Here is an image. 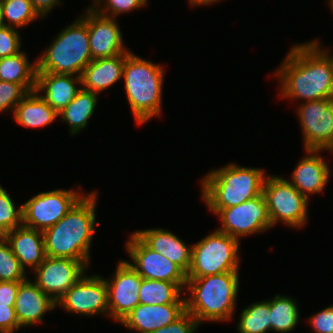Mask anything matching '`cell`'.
Instances as JSON below:
<instances>
[{
    "instance_id": "6da1fadb",
    "label": "cell",
    "mask_w": 333,
    "mask_h": 333,
    "mask_svg": "<svg viewBox=\"0 0 333 333\" xmlns=\"http://www.w3.org/2000/svg\"><path fill=\"white\" fill-rule=\"evenodd\" d=\"M281 63L273 72L281 98L300 103L333 99L332 63L313 41L294 44Z\"/></svg>"
},
{
    "instance_id": "7a4b0ae2",
    "label": "cell",
    "mask_w": 333,
    "mask_h": 333,
    "mask_svg": "<svg viewBox=\"0 0 333 333\" xmlns=\"http://www.w3.org/2000/svg\"><path fill=\"white\" fill-rule=\"evenodd\" d=\"M98 195L96 190L84 194L59 222L43 231L46 256L79 260L90 266Z\"/></svg>"
},
{
    "instance_id": "3957f363",
    "label": "cell",
    "mask_w": 333,
    "mask_h": 333,
    "mask_svg": "<svg viewBox=\"0 0 333 333\" xmlns=\"http://www.w3.org/2000/svg\"><path fill=\"white\" fill-rule=\"evenodd\" d=\"M239 272H223L199 278H187L184 293L186 311L201 325L204 321L233 319L239 293Z\"/></svg>"
},
{
    "instance_id": "277c9868",
    "label": "cell",
    "mask_w": 333,
    "mask_h": 333,
    "mask_svg": "<svg viewBox=\"0 0 333 333\" xmlns=\"http://www.w3.org/2000/svg\"><path fill=\"white\" fill-rule=\"evenodd\" d=\"M265 169L230 163L211 170L201 180V198L208 209H225L262 194Z\"/></svg>"
},
{
    "instance_id": "5b68a950",
    "label": "cell",
    "mask_w": 333,
    "mask_h": 333,
    "mask_svg": "<svg viewBox=\"0 0 333 333\" xmlns=\"http://www.w3.org/2000/svg\"><path fill=\"white\" fill-rule=\"evenodd\" d=\"M165 69L131 51L123 67L124 89L135 122L143 125L162 114Z\"/></svg>"
},
{
    "instance_id": "8992f818",
    "label": "cell",
    "mask_w": 333,
    "mask_h": 333,
    "mask_svg": "<svg viewBox=\"0 0 333 333\" xmlns=\"http://www.w3.org/2000/svg\"><path fill=\"white\" fill-rule=\"evenodd\" d=\"M62 29L37 58V72L82 75L92 61L87 28V8Z\"/></svg>"
},
{
    "instance_id": "52a82bcc",
    "label": "cell",
    "mask_w": 333,
    "mask_h": 333,
    "mask_svg": "<svg viewBox=\"0 0 333 333\" xmlns=\"http://www.w3.org/2000/svg\"><path fill=\"white\" fill-rule=\"evenodd\" d=\"M240 241L217 229L192 244L191 266L186 278L239 272Z\"/></svg>"
},
{
    "instance_id": "ba28073f",
    "label": "cell",
    "mask_w": 333,
    "mask_h": 333,
    "mask_svg": "<svg viewBox=\"0 0 333 333\" xmlns=\"http://www.w3.org/2000/svg\"><path fill=\"white\" fill-rule=\"evenodd\" d=\"M262 194L265 198L271 226L282 223L301 229L308 224L309 199L302 195L287 178L267 175Z\"/></svg>"
},
{
    "instance_id": "9c48e42d",
    "label": "cell",
    "mask_w": 333,
    "mask_h": 333,
    "mask_svg": "<svg viewBox=\"0 0 333 333\" xmlns=\"http://www.w3.org/2000/svg\"><path fill=\"white\" fill-rule=\"evenodd\" d=\"M81 190L54 189L41 192L22 203L23 226L44 231L59 222L84 195Z\"/></svg>"
},
{
    "instance_id": "30bf717a",
    "label": "cell",
    "mask_w": 333,
    "mask_h": 333,
    "mask_svg": "<svg viewBox=\"0 0 333 333\" xmlns=\"http://www.w3.org/2000/svg\"><path fill=\"white\" fill-rule=\"evenodd\" d=\"M221 221L218 231L240 238L263 233L272 228L263 194L225 209H209Z\"/></svg>"
},
{
    "instance_id": "8fae6325",
    "label": "cell",
    "mask_w": 333,
    "mask_h": 333,
    "mask_svg": "<svg viewBox=\"0 0 333 333\" xmlns=\"http://www.w3.org/2000/svg\"><path fill=\"white\" fill-rule=\"evenodd\" d=\"M297 116L305 150L333 153V99L298 104Z\"/></svg>"
},
{
    "instance_id": "7c38bea8",
    "label": "cell",
    "mask_w": 333,
    "mask_h": 333,
    "mask_svg": "<svg viewBox=\"0 0 333 333\" xmlns=\"http://www.w3.org/2000/svg\"><path fill=\"white\" fill-rule=\"evenodd\" d=\"M64 311L80 316L109 317L108 288L103 276L84 274L56 302Z\"/></svg>"
},
{
    "instance_id": "4fadbf2b",
    "label": "cell",
    "mask_w": 333,
    "mask_h": 333,
    "mask_svg": "<svg viewBox=\"0 0 333 333\" xmlns=\"http://www.w3.org/2000/svg\"><path fill=\"white\" fill-rule=\"evenodd\" d=\"M125 249L131 258L127 262L142 278L174 282L185 290L186 274L163 254L152 250L135 232L130 234Z\"/></svg>"
},
{
    "instance_id": "5bb4252c",
    "label": "cell",
    "mask_w": 333,
    "mask_h": 333,
    "mask_svg": "<svg viewBox=\"0 0 333 333\" xmlns=\"http://www.w3.org/2000/svg\"><path fill=\"white\" fill-rule=\"evenodd\" d=\"M87 268L79 260L46 256L33 270L35 277L32 281L57 302L87 272Z\"/></svg>"
},
{
    "instance_id": "9a60e30c",
    "label": "cell",
    "mask_w": 333,
    "mask_h": 333,
    "mask_svg": "<svg viewBox=\"0 0 333 333\" xmlns=\"http://www.w3.org/2000/svg\"><path fill=\"white\" fill-rule=\"evenodd\" d=\"M110 278H104L108 288L109 318L120 323L139 303L142 277L127 260H121Z\"/></svg>"
},
{
    "instance_id": "2e32d148",
    "label": "cell",
    "mask_w": 333,
    "mask_h": 333,
    "mask_svg": "<svg viewBox=\"0 0 333 333\" xmlns=\"http://www.w3.org/2000/svg\"><path fill=\"white\" fill-rule=\"evenodd\" d=\"M115 18L99 14L90 5L87 7V28L92 60L114 57L126 53L123 34Z\"/></svg>"
},
{
    "instance_id": "e0dca14e",
    "label": "cell",
    "mask_w": 333,
    "mask_h": 333,
    "mask_svg": "<svg viewBox=\"0 0 333 333\" xmlns=\"http://www.w3.org/2000/svg\"><path fill=\"white\" fill-rule=\"evenodd\" d=\"M322 150H305L302 159L295 166L287 179L302 195L309 199L310 195L322 193L328 185L330 166L319 154Z\"/></svg>"
},
{
    "instance_id": "ac0fdd59",
    "label": "cell",
    "mask_w": 333,
    "mask_h": 333,
    "mask_svg": "<svg viewBox=\"0 0 333 333\" xmlns=\"http://www.w3.org/2000/svg\"><path fill=\"white\" fill-rule=\"evenodd\" d=\"M185 311V303L138 304L120 324L136 333H151L174 322Z\"/></svg>"
},
{
    "instance_id": "d6986e66",
    "label": "cell",
    "mask_w": 333,
    "mask_h": 333,
    "mask_svg": "<svg viewBox=\"0 0 333 333\" xmlns=\"http://www.w3.org/2000/svg\"><path fill=\"white\" fill-rule=\"evenodd\" d=\"M56 302L45 294L30 278L20 282L14 309L20 327L43 323V317L55 309Z\"/></svg>"
},
{
    "instance_id": "ffe728a7",
    "label": "cell",
    "mask_w": 333,
    "mask_h": 333,
    "mask_svg": "<svg viewBox=\"0 0 333 333\" xmlns=\"http://www.w3.org/2000/svg\"><path fill=\"white\" fill-rule=\"evenodd\" d=\"M152 250L163 254L176 264L186 275L191 266L192 246L170 230L163 228H149L134 231Z\"/></svg>"
},
{
    "instance_id": "44dd1931",
    "label": "cell",
    "mask_w": 333,
    "mask_h": 333,
    "mask_svg": "<svg viewBox=\"0 0 333 333\" xmlns=\"http://www.w3.org/2000/svg\"><path fill=\"white\" fill-rule=\"evenodd\" d=\"M81 85L80 76L37 72L35 90L42 93L41 97L59 113L75 98Z\"/></svg>"
},
{
    "instance_id": "7402d4cb",
    "label": "cell",
    "mask_w": 333,
    "mask_h": 333,
    "mask_svg": "<svg viewBox=\"0 0 333 333\" xmlns=\"http://www.w3.org/2000/svg\"><path fill=\"white\" fill-rule=\"evenodd\" d=\"M20 265L26 269H36L45 259L43 231L17 227L4 236Z\"/></svg>"
},
{
    "instance_id": "603a6c76",
    "label": "cell",
    "mask_w": 333,
    "mask_h": 333,
    "mask_svg": "<svg viewBox=\"0 0 333 333\" xmlns=\"http://www.w3.org/2000/svg\"><path fill=\"white\" fill-rule=\"evenodd\" d=\"M130 52L92 60L81 75V87L96 94L108 90L122 79L125 58Z\"/></svg>"
},
{
    "instance_id": "cb8c5ba5",
    "label": "cell",
    "mask_w": 333,
    "mask_h": 333,
    "mask_svg": "<svg viewBox=\"0 0 333 333\" xmlns=\"http://www.w3.org/2000/svg\"><path fill=\"white\" fill-rule=\"evenodd\" d=\"M12 116L23 127L39 129L55 122L58 113L35 90L15 106Z\"/></svg>"
},
{
    "instance_id": "d4e9b609",
    "label": "cell",
    "mask_w": 333,
    "mask_h": 333,
    "mask_svg": "<svg viewBox=\"0 0 333 333\" xmlns=\"http://www.w3.org/2000/svg\"><path fill=\"white\" fill-rule=\"evenodd\" d=\"M98 96V94L81 87L75 98L58 113V117L69 126L71 135H78L87 127L88 121L97 107Z\"/></svg>"
},
{
    "instance_id": "484cf974",
    "label": "cell",
    "mask_w": 333,
    "mask_h": 333,
    "mask_svg": "<svg viewBox=\"0 0 333 333\" xmlns=\"http://www.w3.org/2000/svg\"><path fill=\"white\" fill-rule=\"evenodd\" d=\"M27 53H19L0 58V80L21 84L28 92L35 91L37 79V59L29 62Z\"/></svg>"
},
{
    "instance_id": "4316f807",
    "label": "cell",
    "mask_w": 333,
    "mask_h": 333,
    "mask_svg": "<svg viewBox=\"0 0 333 333\" xmlns=\"http://www.w3.org/2000/svg\"><path fill=\"white\" fill-rule=\"evenodd\" d=\"M183 294L184 291L174 282L144 278L138 292L139 303L149 305L185 303Z\"/></svg>"
},
{
    "instance_id": "83f0119b",
    "label": "cell",
    "mask_w": 333,
    "mask_h": 333,
    "mask_svg": "<svg viewBox=\"0 0 333 333\" xmlns=\"http://www.w3.org/2000/svg\"><path fill=\"white\" fill-rule=\"evenodd\" d=\"M291 296L275 295L270 299L271 331L277 333L292 332L299 324V306Z\"/></svg>"
},
{
    "instance_id": "f1b7e54d",
    "label": "cell",
    "mask_w": 333,
    "mask_h": 333,
    "mask_svg": "<svg viewBox=\"0 0 333 333\" xmlns=\"http://www.w3.org/2000/svg\"><path fill=\"white\" fill-rule=\"evenodd\" d=\"M238 333L271 332L270 299L252 303L240 313Z\"/></svg>"
},
{
    "instance_id": "f546056e",
    "label": "cell",
    "mask_w": 333,
    "mask_h": 333,
    "mask_svg": "<svg viewBox=\"0 0 333 333\" xmlns=\"http://www.w3.org/2000/svg\"><path fill=\"white\" fill-rule=\"evenodd\" d=\"M4 26L22 28L41 18L31 0H0Z\"/></svg>"
},
{
    "instance_id": "4dcf8cb0",
    "label": "cell",
    "mask_w": 333,
    "mask_h": 333,
    "mask_svg": "<svg viewBox=\"0 0 333 333\" xmlns=\"http://www.w3.org/2000/svg\"><path fill=\"white\" fill-rule=\"evenodd\" d=\"M0 184V237H4L11 230L23 225L22 205L16 204Z\"/></svg>"
},
{
    "instance_id": "1f68e13d",
    "label": "cell",
    "mask_w": 333,
    "mask_h": 333,
    "mask_svg": "<svg viewBox=\"0 0 333 333\" xmlns=\"http://www.w3.org/2000/svg\"><path fill=\"white\" fill-rule=\"evenodd\" d=\"M27 275L9 243L0 237V281H24L29 278Z\"/></svg>"
},
{
    "instance_id": "d6a6232c",
    "label": "cell",
    "mask_w": 333,
    "mask_h": 333,
    "mask_svg": "<svg viewBox=\"0 0 333 333\" xmlns=\"http://www.w3.org/2000/svg\"><path fill=\"white\" fill-rule=\"evenodd\" d=\"M147 2L148 0H92L91 7L103 16L116 18L123 13L129 14L133 10L144 8Z\"/></svg>"
},
{
    "instance_id": "836d02e7",
    "label": "cell",
    "mask_w": 333,
    "mask_h": 333,
    "mask_svg": "<svg viewBox=\"0 0 333 333\" xmlns=\"http://www.w3.org/2000/svg\"><path fill=\"white\" fill-rule=\"evenodd\" d=\"M29 92L21 85L0 80V113L14 111Z\"/></svg>"
},
{
    "instance_id": "e575fe53",
    "label": "cell",
    "mask_w": 333,
    "mask_h": 333,
    "mask_svg": "<svg viewBox=\"0 0 333 333\" xmlns=\"http://www.w3.org/2000/svg\"><path fill=\"white\" fill-rule=\"evenodd\" d=\"M16 28L0 27V58L15 55L21 51V37Z\"/></svg>"
},
{
    "instance_id": "d590c367",
    "label": "cell",
    "mask_w": 333,
    "mask_h": 333,
    "mask_svg": "<svg viewBox=\"0 0 333 333\" xmlns=\"http://www.w3.org/2000/svg\"><path fill=\"white\" fill-rule=\"evenodd\" d=\"M199 323L196 319L185 311L174 322L169 323L167 326L159 328L151 333H196L199 328Z\"/></svg>"
},
{
    "instance_id": "8d00e7d4",
    "label": "cell",
    "mask_w": 333,
    "mask_h": 333,
    "mask_svg": "<svg viewBox=\"0 0 333 333\" xmlns=\"http://www.w3.org/2000/svg\"><path fill=\"white\" fill-rule=\"evenodd\" d=\"M308 323L314 333H333V305L313 314Z\"/></svg>"
},
{
    "instance_id": "74e56055",
    "label": "cell",
    "mask_w": 333,
    "mask_h": 333,
    "mask_svg": "<svg viewBox=\"0 0 333 333\" xmlns=\"http://www.w3.org/2000/svg\"><path fill=\"white\" fill-rule=\"evenodd\" d=\"M19 329L21 327L17 320L14 306L0 305V331L14 333Z\"/></svg>"
},
{
    "instance_id": "f35d334b",
    "label": "cell",
    "mask_w": 333,
    "mask_h": 333,
    "mask_svg": "<svg viewBox=\"0 0 333 333\" xmlns=\"http://www.w3.org/2000/svg\"><path fill=\"white\" fill-rule=\"evenodd\" d=\"M20 282L0 281V305L14 306Z\"/></svg>"
},
{
    "instance_id": "ab89813d",
    "label": "cell",
    "mask_w": 333,
    "mask_h": 333,
    "mask_svg": "<svg viewBox=\"0 0 333 333\" xmlns=\"http://www.w3.org/2000/svg\"><path fill=\"white\" fill-rule=\"evenodd\" d=\"M31 2L33 8L41 19H45L50 11L52 12V9H54L55 6L63 4L61 0H31Z\"/></svg>"
},
{
    "instance_id": "60d3db41",
    "label": "cell",
    "mask_w": 333,
    "mask_h": 333,
    "mask_svg": "<svg viewBox=\"0 0 333 333\" xmlns=\"http://www.w3.org/2000/svg\"><path fill=\"white\" fill-rule=\"evenodd\" d=\"M190 7H198V6H208L215 4L216 2H220L221 0H188Z\"/></svg>"
},
{
    "instance_id": "b9f144b4",
    "label": "cell",
    "mask_w": 333,
    "mask_h": 333,
    "mask_svg": "<svg viewBox=\"0 0 333 333\" xmlns=\"http://www.w3.org/2000/svg\"><path fill=\"white\" fill-rule=\"evenodd\" d=\"M330 59L331 63H332V67H333V54L331 55V53L329 52L330 50H327L325 47H321V43L320 40L318 41V39H314L312 40Z\"/></svg>"
},
{
    "instance_id": "7bdbcfd3",
    "label": "cell",
    "mask_w": 333,
    "mask_h": 333,
    "mask_svg": "<svg viewBox=\"0 0 333 333\" xmlns=\"http://www.w3.org/2000/svg\"><path fill=\"white\" fill-rule=\"evenodd\" d=\"M3 20H2V9H1V5H0V27H3Z\"/></svg>"
},
{
    "instance_id": "ee69618b",
    "label": "cell",
    "mask_w": 333,
    "mask_h": 333,
    "mask_svg": "<svg viewBox=\"0 0 333 333\" xmlns=\"http://www.w3.org/2000/svg\"><path fill=\"white\" fill-rule=\"evenodd\" d=\"M328 5L330 6L329 8L333 14V0H328Z\"/></svg>"
}]
</instances>
